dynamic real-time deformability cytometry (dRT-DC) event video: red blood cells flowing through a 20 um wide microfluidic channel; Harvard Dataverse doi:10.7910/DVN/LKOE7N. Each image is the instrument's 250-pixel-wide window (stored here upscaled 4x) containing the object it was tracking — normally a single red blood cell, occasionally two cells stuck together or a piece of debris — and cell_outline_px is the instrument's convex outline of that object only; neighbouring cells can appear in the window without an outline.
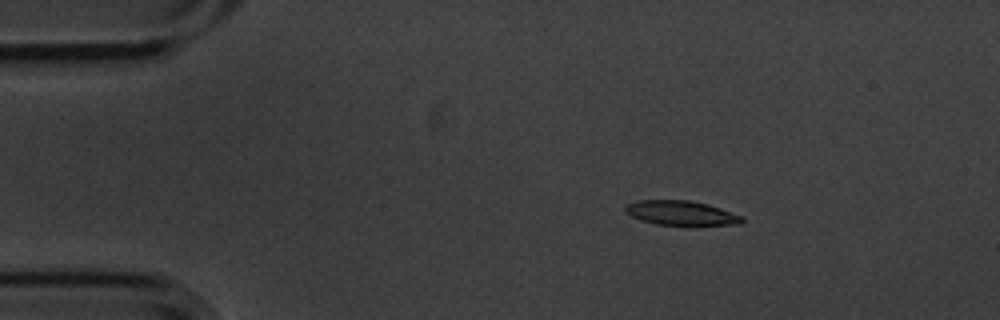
{"species": "common noctule bat (a hibernating species)", "species_latin": "Nyctalus noctula", "temperature_condition": "cold", "stored_images_in_passage": 4, "camera_frame_rate_fps": 3000, "um_per_image_px": 0.085, "animal": {"sex": "male", "body_mass_g": 20.1, "forearm_length_mm": 53.5}, "frame": {"image": 1, "passage_image": 2, "time_ms": 0.333, "image_size_px": [1000, 320], "cell_outline_px": [[744, 220], [740, 224], [692, 228], [684, 228], [656, 224], [640, 220], [624, 212], [624, 204], [640, 200], [688, 200], [708, 204], [744, 216]], "centroid_in_image_um": [57.94, 18.16], "position_along_channel_um": 27.1, "area_um2": 17.8}}